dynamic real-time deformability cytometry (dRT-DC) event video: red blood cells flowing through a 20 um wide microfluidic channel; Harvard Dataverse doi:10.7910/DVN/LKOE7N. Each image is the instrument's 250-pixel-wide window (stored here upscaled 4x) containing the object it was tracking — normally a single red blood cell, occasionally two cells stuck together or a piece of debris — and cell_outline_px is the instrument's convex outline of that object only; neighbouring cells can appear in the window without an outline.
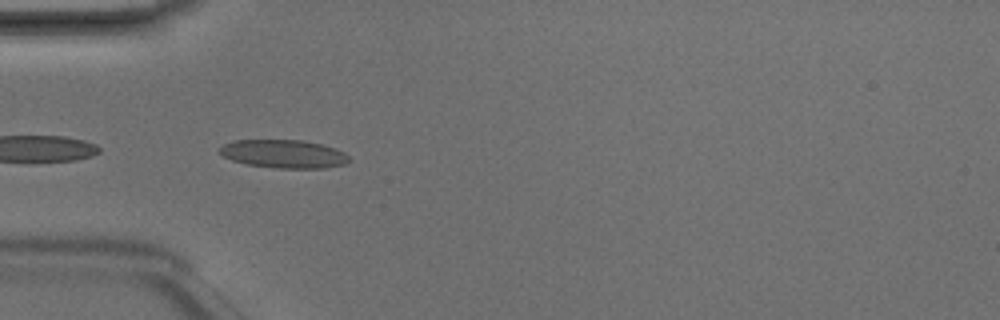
{"species": "Egyptian fruit bat (a non-hibernating species)", "species_latin": "Rousettus aegyptiacus", "temperature_condition": "room temperature", "stored_images_in_passage": 4, "camera_frame_rate_fps": 3000, "um_per_image_px": 0.085, "animal": {"sex": "male"}, "frame": {"image": 1, "passage_image": 4, "time_ms": 1.0, "image_size_px": [1000, 320], "cell_outline_px": [[348, 160], [344, 164], [324, 168], [276, 168], [248, 164], [232, 160], [224, 156], [220, 152], [220, 148], [224, 144], [236, 140], [300, 140], [320, 144], [336, 148], [344, 152], [348, 156]], "centroid_in_image_um": [24.13, 13.08], "position_along_channel_um": 60.9, "area_um2": 21.04}}